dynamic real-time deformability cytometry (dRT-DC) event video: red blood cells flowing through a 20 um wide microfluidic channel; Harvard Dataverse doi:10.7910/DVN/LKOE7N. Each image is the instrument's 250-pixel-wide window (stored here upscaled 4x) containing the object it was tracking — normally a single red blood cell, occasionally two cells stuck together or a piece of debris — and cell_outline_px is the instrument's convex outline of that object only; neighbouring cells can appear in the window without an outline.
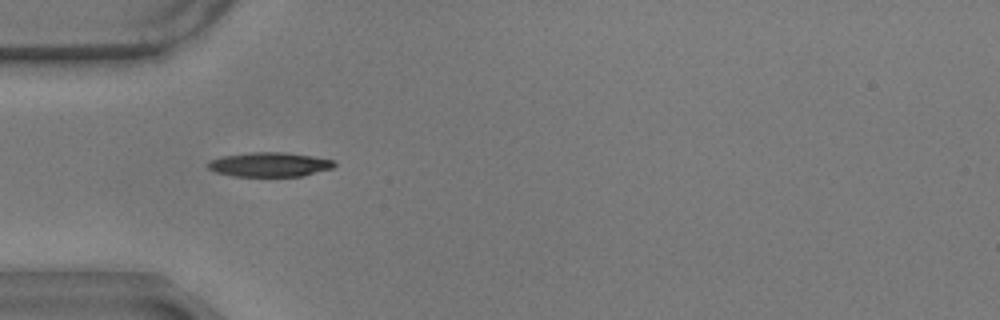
{"species": "common noctule bat (a hibernating species)", "species_latin": "Nyctalus noctula", "temperature_condition": "warm", "stored_images_in_passage": 8, "camera_frame_rate_fps": 3000, "um_per_image_px": 0.085, "animal": {"sex": "male", "body_mass_g": 17.9}, "frame": {"image": 1, "passage_image": 1, "time_ms": 0.0, "image_size_px": [1000, 320], "cell_outline_px": [[336, 164], [332, 168], [304, 176], [232, 176], [216, 172], [208, 168], [208, 160], [220, 156], [248, 152], [284, 152], [312, 156], [336, 160]], "centroid_in_image_um": [22.9, 13.97], "position_along_channel_um": 62.1, "area_um2": 18.15}}
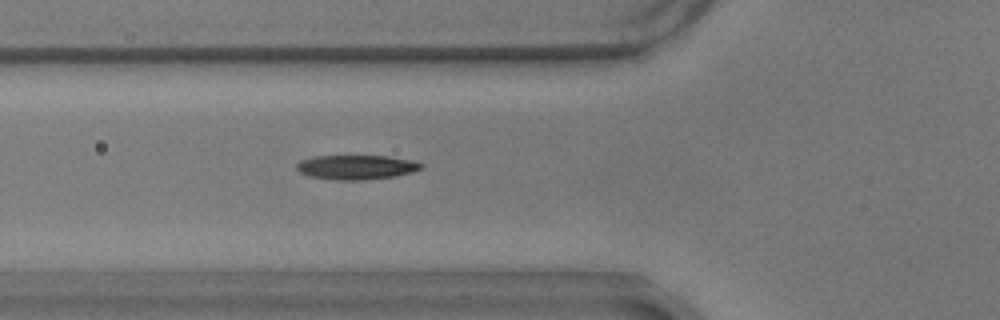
{"frame": {"image": 2, "passage_image": 4, "time_ms": 1.0, "image_size_px": [1000, 320], "cell_outline_px": [[424, 164], [420, 168], [412, 172], [392, 176], [364, 180], [336, 180], [308, 176], [300, 172], [296, 168], [296, 164], [300, 160], [312, 156], [388, 156], [408, 160]], "centroid_in_image_um": [30.21, 14.21], "position_along_channel_um": 95.6, "area_um2": 17.57}}